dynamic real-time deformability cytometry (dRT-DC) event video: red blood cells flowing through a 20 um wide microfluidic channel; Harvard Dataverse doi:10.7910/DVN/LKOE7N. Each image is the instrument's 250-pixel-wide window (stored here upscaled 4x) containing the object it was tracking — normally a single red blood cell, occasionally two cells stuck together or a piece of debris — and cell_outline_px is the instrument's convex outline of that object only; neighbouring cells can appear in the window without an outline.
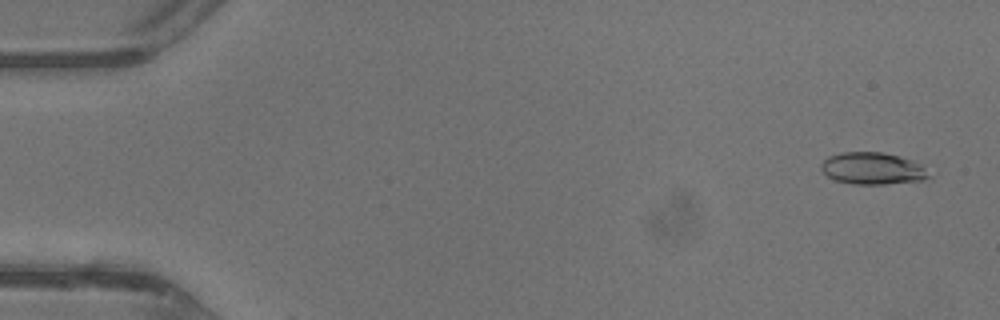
{"species": "common noctule bat (a hibernating species)", "species_latin": "Nyctalus noctula", "temperature_condition": "warm", "stored_images_in_passage": 3, "camera_frame_rate_fps": 3000, "um_per_image_px": 0.085, "animal": {"sex": "male", "body_mass_g": 13.3}, "frame": {"image": 1, "passage_image": 2, "time_ms": 0.333, "image_size_px": [1000, 320], "cell_outline_px": [[932, 176], [920, 180], [884, 184], [856, 184], [836, 180], [828, 176], [820, 168], [820, 164], [828, 156], [840, 152], [880, 152], [900, 156], [912, 160], [920, 164]], "centroid_in_image_um": [74.15, 14.3], "position_along_channel_um": 10.9, "area_um2": 19.94}}